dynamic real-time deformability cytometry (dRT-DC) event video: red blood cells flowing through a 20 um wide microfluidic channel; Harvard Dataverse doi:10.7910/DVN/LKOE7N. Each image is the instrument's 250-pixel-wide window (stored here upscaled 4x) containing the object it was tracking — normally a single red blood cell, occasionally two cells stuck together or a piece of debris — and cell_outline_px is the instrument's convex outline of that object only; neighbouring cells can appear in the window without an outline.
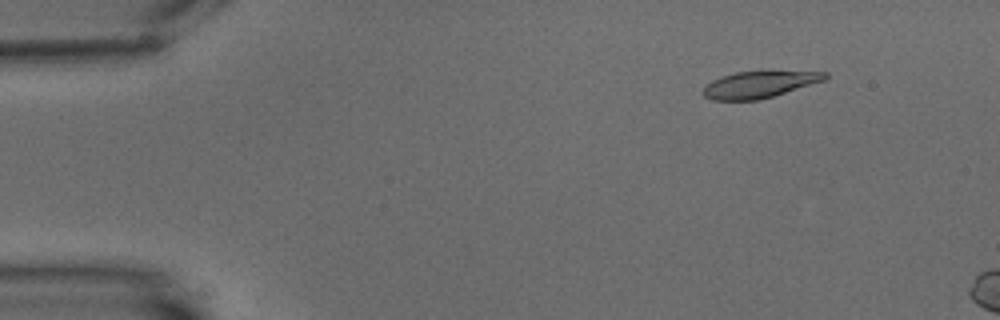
{"species": "common noctule bat (a hibernating species)", "species_latin": "Nyctalus noctula", "temperature_condition": "warm", "stored_images_in_passage": 5, "camera_frame_rate_fps": 3000, "um_per_image_px": 0.085, "animal": {"sex": "male", "body_mass_g": 15.6}, "frame": {"image": 1, "passage_image": 3, "time_ms": 2.333, "image_size_px": [1000, 320], "cell_outline_px": [[828, 76], [824, 80], [772, 96], [756, 100], [712, 100], [704, 96], [704, 88], [712, 80], [720, 76], [736, 72], [760, 68], [768, 68], [828, 72]], "centroid_in_image_um": [64.59, 7.1], "position_along_channel_um": 20.4, "area_um2": 19.77}}